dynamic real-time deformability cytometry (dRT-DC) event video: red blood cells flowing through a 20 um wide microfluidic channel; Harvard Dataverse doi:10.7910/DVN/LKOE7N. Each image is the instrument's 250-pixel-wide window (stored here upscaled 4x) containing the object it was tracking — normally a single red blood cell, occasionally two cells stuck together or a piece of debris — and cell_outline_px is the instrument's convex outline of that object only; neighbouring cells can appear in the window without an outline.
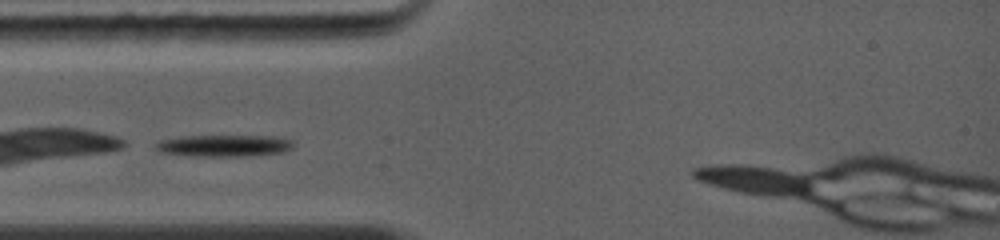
{"species": "common noctule bat (a hibernating species)", "species_latin": "Nyctalus noctula", "temperature_condition": "warm", "stored_images_in_passage": 32, "camera_frame_rate_fps": 5000, "um_per_image_px": 0.085, "animal": {"sex": "female", "body_mass_g": 19.0, "forearm_length_mm": 56.7}, "frame": {"image": 1, "passage_image": 1, "time_ms": 0.0, "image_size_px": [1000, 240], "cell_outline_px": [[292, 148], [284, 152], [248, 156], [192, 156], [160, 152], [156, 148], [156, 144], [160, 140], [188, 136], [272, 136], [292, 140]], "centroid_in_image_um": [19.06, 12.39], "position_along_channel_um": 65.9, "area_um2": 17.28}}
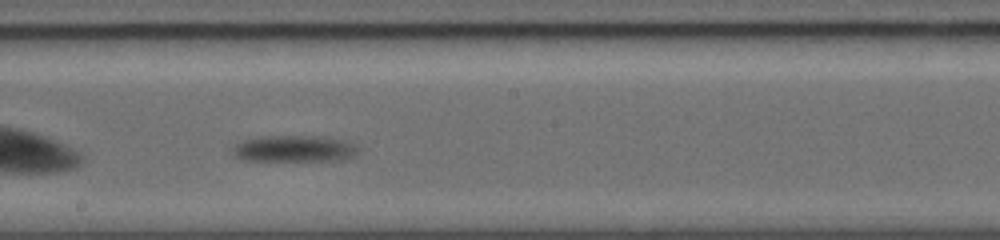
{"frame": {"image": 2, "passage_image": 15, "time_ms": 4.0, "image_size_px": [1000, 240], "cell_outline_px": [[360, 152], [356, 156], [344, 160], [240, 160], [232, 156], [232, 148], [236, 144], [244, 140], [268, 136], [316, 136], [344, 140], [356, 144], [360, 148]], "centroid_in_image_um": [25.06, 12.65], "position_along_channel_um": 223.1, "area_um2": 19.54}}
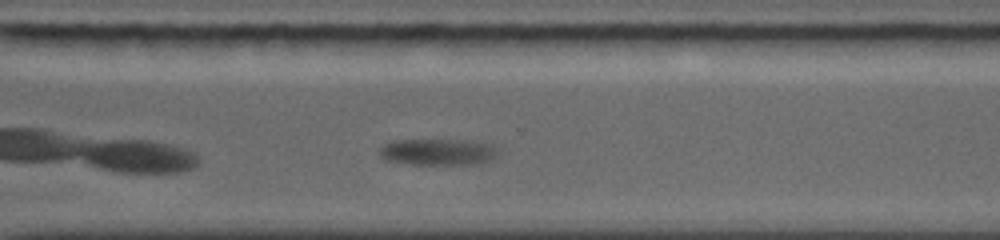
{"frame": {"image": 3, "passage_image": 23, "time_ms": 6.8, "image_size_px": [1000, 240], "cell_outline_px": [[500, 152], [492, 160], [476, 164], [412, 164], [388, 160], [380, 156], [380, 148], [384, 144], [396, 140], [464, 140], [492, 144]], "centroid_in_image_um": [37.28, 12.91], "position_along_channel_um": 333.3, "area_um2": 18.21}}